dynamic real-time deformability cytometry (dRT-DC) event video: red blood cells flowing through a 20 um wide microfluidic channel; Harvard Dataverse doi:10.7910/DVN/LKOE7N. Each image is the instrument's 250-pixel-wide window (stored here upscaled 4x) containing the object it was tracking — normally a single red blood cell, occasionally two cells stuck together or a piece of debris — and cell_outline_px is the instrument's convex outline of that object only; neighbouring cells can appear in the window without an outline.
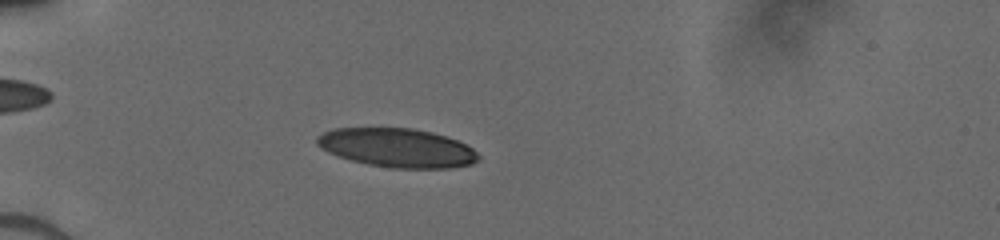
{"species": "human", "species_latin": "Homo sapiens", "temperature_condition": "cold", "stored_images_in_passage": 44, "camera_frame_rate_fps": 3000, "um_per_image_px": 0.085, "donor": {"sex": "male"}, "frame": {"image": 1, "passage_image": 9, "time_ms": 2.667, "image_size_px": [1000, 240], "cell_outline_px": [[480, 156], [472, 164], [452, 168], [392, 168], [368, 164], [352, 160], [328, 152], [316, 144], [316, 140], [324, 132], [332, 128], [412, 128], [432, 132], [456, 140], [472, 148]], "centroid_in_image_um": [33.77, 12.56], "position_along_channel_um": 51.2, "area_um2": 36.3}}
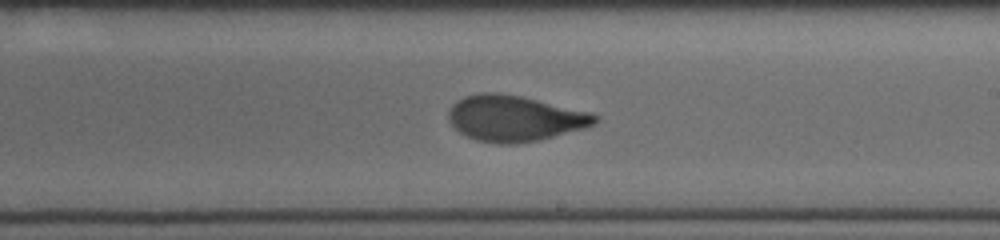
{"frame": {"image": 2, "passage_image": 25, "time_ms": 8.0, "image_size_px": [1000, 240], "cell_outline_px": [[600, 120], [596, 124], [584, 128], [540, 140], [516, 144], [496, 144], [476, 140], [460, 132], [448, 120], [448, 112], [452, 104], [456, 100], [464, 96], [484, 92], [496, 92], [520, 96], [592, 112], [600, 116]], "centroid_in_image_um": [43.77, 10.06], "position_along_channel_um": 245.2, "area_um2": 39.36}}
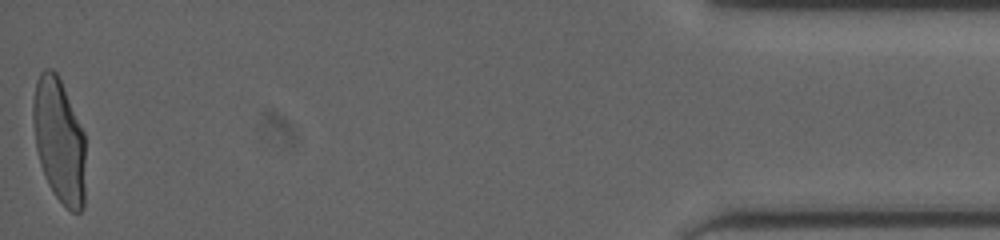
{"frame": {"image": 3, "passage_image": 44, "time_ms": 14.333, "image_size_px": [1000, 240], "cell_outline_px": [[84, 208], [80, 212], [72, 212], [52, 192], [48, 184], [40, 164], [36, 148], [32, 120], [32, 100], [36, 80], [40, 72], [44, 68], [52, 68], [56, 72], [60, 80], [84, 132]], "centroid_in_image_um": [5.0, 11.92], "position_along_channel_um": 430.2, "area_um2": 38.03}}